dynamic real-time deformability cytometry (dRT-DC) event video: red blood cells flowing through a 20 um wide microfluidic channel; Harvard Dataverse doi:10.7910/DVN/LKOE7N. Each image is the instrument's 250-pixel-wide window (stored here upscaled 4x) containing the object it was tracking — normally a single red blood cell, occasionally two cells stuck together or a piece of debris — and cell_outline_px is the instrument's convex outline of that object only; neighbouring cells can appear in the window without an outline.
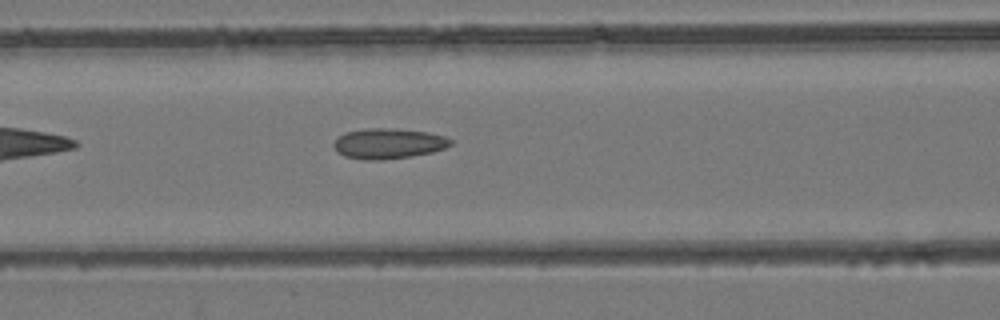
{"species": "common noctule bat (a hibernating species)", "species_latin": "Nyctalus noctula", "temperature_condition": "room temperature", "stored_images_in_passage": 36, "camera_frame_rate_fps": 3000, "um_per_image_px": 0.085, "animal": {"sex": "female", "body_mass_g": 24.6, "forearm_length_mm": 56.2}, "frame": {"image": 1, "passage_image": 6, "time_ms": 1.667, "image_size_px": [1000, 320], "cell_outline_px": [[452, 144], [444, 148], [432, 152], [412, 156], [380, 160], [364, 160], [344, 156], [332, 144], [344, 132], [368, 128], [396, 128], [428, 132], [444, 136], [452, 140]], "centroid_in_image_um": [33.03, 12.19], "position_along_channel_um": 133.6, "area_um2": 20.63}}
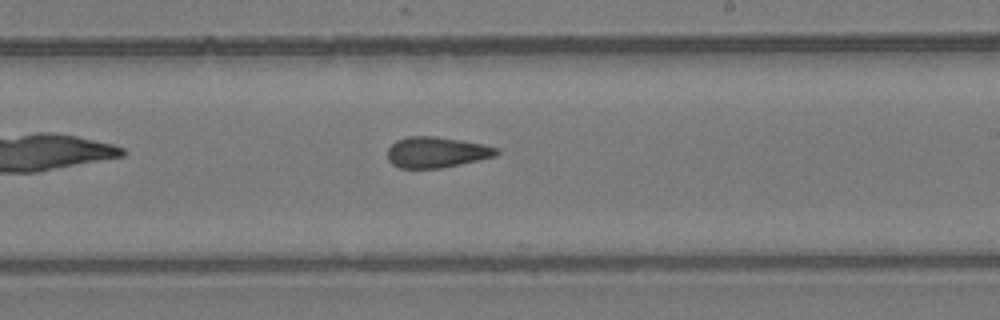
{"frame": {"image": 2, "passage_image": 15, "time_ms": 4.667, "image_size_px": [1000, 320], "cell_outline_px": [[500, 152], [496, 156], [460, 164], [440, 168], [400, 168], [392, 164], [388, 160], [388, 148], [396, 140], [408, 136], [436, 136], [484, 144], [496, 148]], "centroid_in_image_um": [37.09, 12.94], "position_along_channel_um": 251.9, "area_um2": 19.54}}
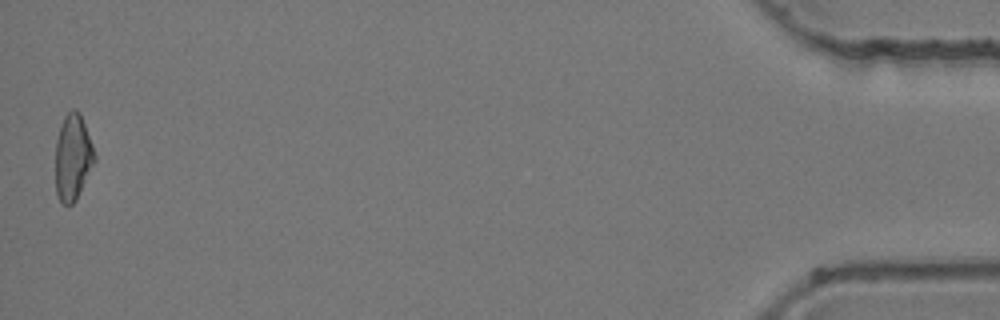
{"frame": {"image": 3, "passage_image": 36, "time_ms": 11.667, "image_size_px": [1000, 320], "cell_outline_px": [[96, 160], [76, 200], [72, 204], [60, 204], [56, 192], [56, 140], [64, 116], [72, 108], [76, 108], [80, 112], [92, 144], [96, 156]], "centroid_in_image_um": [6.19, 13.37], "position_along_channel_um": 429.0, "area_um2": 19.65}, "authors_computed_cell_mechanics": {"area_um2": 19.8254, "velocity_mm_per_s": 3.9499, "shape_relaxation_time_tau1_ms": null, "shape_relaxation_time_tau2_ms": 2.877, "deformation_change_tau1": null, "deformation_change_tau2": 0.1076}}